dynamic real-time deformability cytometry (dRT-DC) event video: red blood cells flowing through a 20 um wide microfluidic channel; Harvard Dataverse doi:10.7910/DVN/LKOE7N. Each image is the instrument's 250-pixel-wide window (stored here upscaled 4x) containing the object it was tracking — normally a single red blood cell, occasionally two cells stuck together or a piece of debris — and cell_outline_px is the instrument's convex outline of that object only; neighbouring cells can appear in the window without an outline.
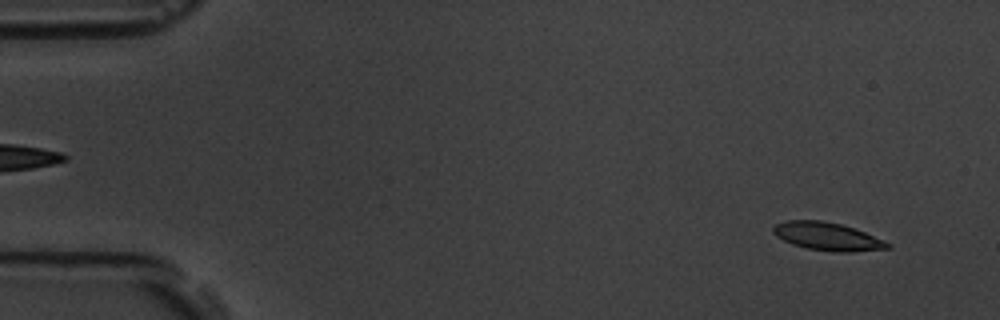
{"species": "common noctule bat (a hibernating species)", "species_latin": "Nyctalus noctula", "temperature_condition": "room temperature", "stored_images_in_passage": 7, "camera_frame_rate_fps": 3000, "um_per_image_px": 0.085, "animal": {"sex": "male", "body_mass_g": 19.5, "forearm_length_mm": 54.6}, "frame": {"image": 1, "passage_image": 1, "time_ms": 0.0, "image_size_px": [1000, 320], "cell_outline_px": [[892, 248], [852, 252], [832, 252], [808, 248], [792, 244], [776, 236], [772, 232], [772, 228], [776, 224], [784, 220], [820, 220], [840, 224], [856, 228], [884, 240], [892, 244]], "centroid_in_image_um": [70.35, 20.1], "position_along_channel_um": 14.6, "area_um2": 18.84}}
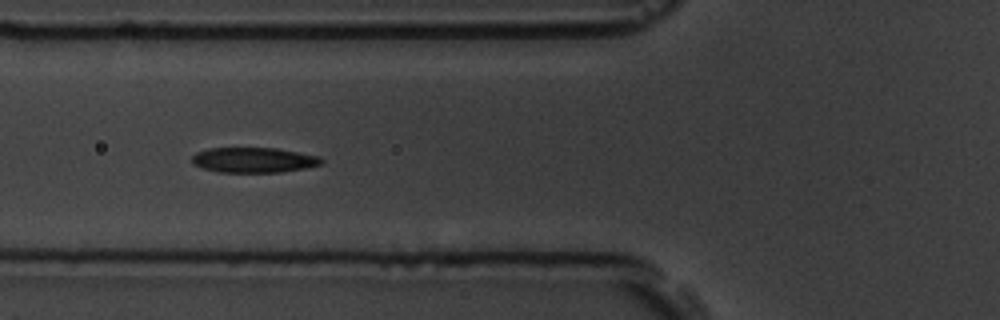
{"frame": {"image": 2, "passage_image": 6, "time_ms": 5.667, "image_size_px": [1000, 320], "cell_outline_px": [[324, 160], [320, 164], [308, 168], [280, 172], [220, 172], [200, 168], [192, 164], [192, 156], [196, 152], [208, 148], [276, 148], [320, 156]], "centroid_in_image_um": [21.55, 13.6], "position_along_channel_um": 104.2, "area_um2": 19.13}}
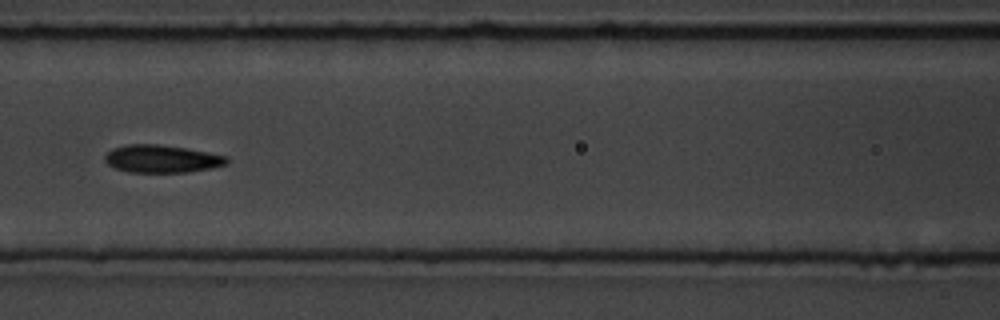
{"frame": {"image": 3, "passage_image": 7, "time_ms": 7.0, "image_size_px": [1000, 320], "cell_outline_px": [[228, 164], [212, 168], [188, 172], [128, 172], [116, 168], [108, 164], [104, 160], [104, 156], [112, 148], [128, 144], [160, 144], [208, 152], [228, 156]], "centroid_in_image_um": [13.76, 13.5], "position_along_channel_um": 152.8, "area_um2": 19.71}}